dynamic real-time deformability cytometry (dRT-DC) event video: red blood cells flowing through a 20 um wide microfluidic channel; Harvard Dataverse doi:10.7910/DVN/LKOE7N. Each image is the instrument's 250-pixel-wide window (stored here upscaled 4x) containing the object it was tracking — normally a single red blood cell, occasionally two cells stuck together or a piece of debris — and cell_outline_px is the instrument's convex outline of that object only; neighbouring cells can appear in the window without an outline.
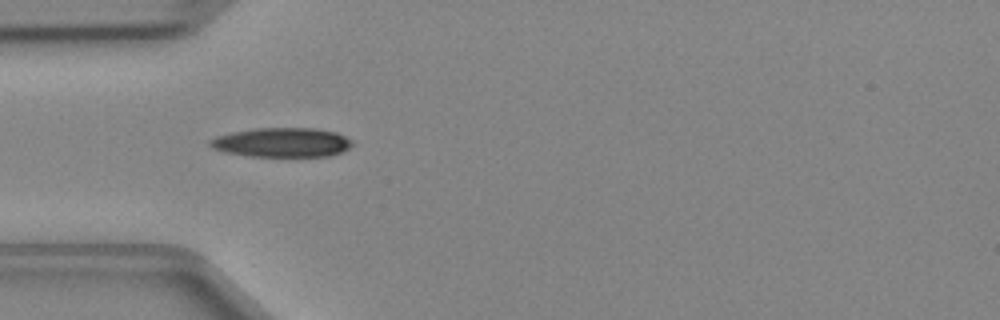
{"species": "Egyptian fruit bat (a non-hibernating species)", "species_latin": "Rousettus aegyptiacus", "temperature_condition": "cold", "stored_images_in_passage": 34, "camera_frame_rate_fps": 3000, "um_per_image_px": 0.085, "animal": {"sex": "female"}, "frame": {"image": 1, "passage_image": 1, "time_ms": 0.0, "image_size_px": [1000, 320], "cell_outline_px": [[352, 144], [348, 148], [340, 152], [328, 156], [248, 156], [224, 152], [212, 148], [208, 144], [208, 140], [216, 136], [232, 132], [252, 128], [316, 128], [336, 132], [352, 140]], "centroid_in_image_um": [23.92, 12.1], "position_along_channel_um": 61.1, "area_um2": 24.39}}
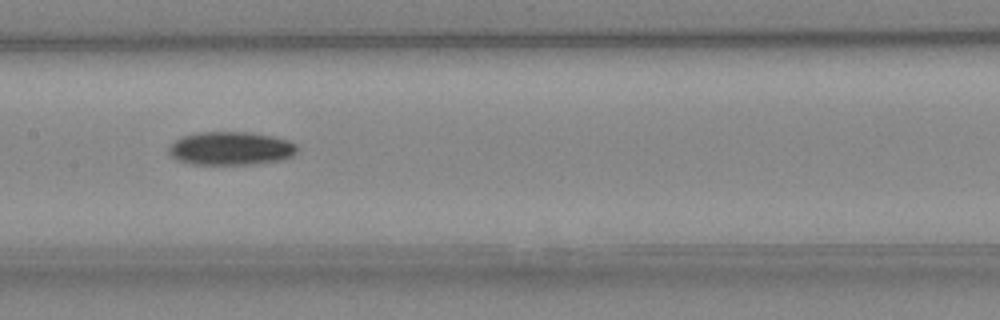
{"frame": {"image": 2, "passage_image": 10, "time_ms": 3.0, "image_size_px": [1000, 320], "cell_outline_px": [[300, 148], [292, 156], [284, 160], [256, 164], [192, 164], [176, 160], [168, 152], [168, 144], [184, 136], [200, 132], [248, 132], [272, 136], [288, 140], [296, 144]], "centroid_in_image_um": [19.64, 12.62], "position_along_channel_um": 187.8, "area_um2": 25.2}}
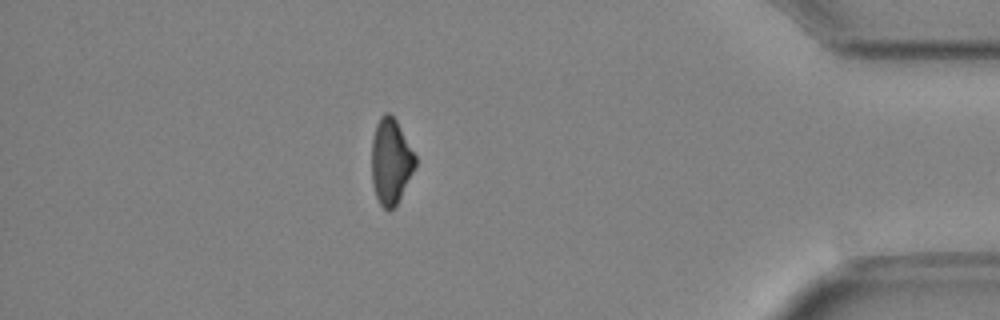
{"frame": {"image": 3, "passage_image": 28, "time_ms": 9.0, "image_size_px": [1000, 320], "cell_outline_px": [[416, 164], [396, 204], [392, 208], [384, 208], [380, 204], [376, 196], [372, 184], [372, 140], [376, 124], [380, 116], [384, 112], [388, 112], [396, 120], [416, 156]], "centroid_in_image_um": [33.2, 13.67], "position_along_channel_um": 402.0, "area_um2": 21.33}}